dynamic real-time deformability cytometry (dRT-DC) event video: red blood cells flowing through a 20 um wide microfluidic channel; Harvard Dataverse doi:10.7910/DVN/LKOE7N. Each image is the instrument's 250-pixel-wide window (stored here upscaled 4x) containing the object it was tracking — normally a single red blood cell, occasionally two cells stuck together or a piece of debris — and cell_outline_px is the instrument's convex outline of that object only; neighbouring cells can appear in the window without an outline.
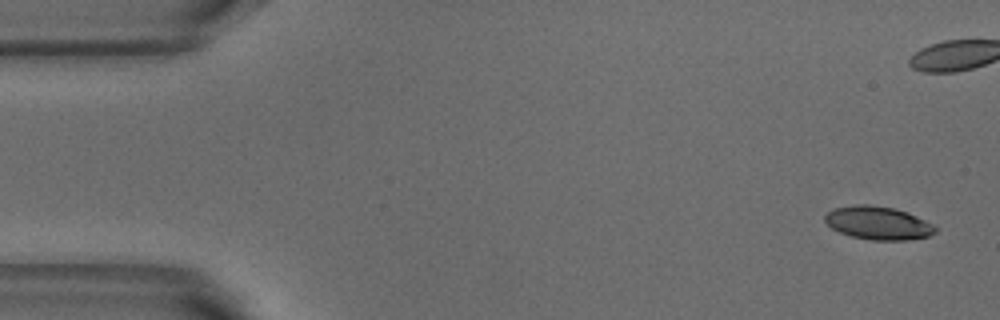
{"species": "common noctule bat (a hibernating species)", "species_latin": "Nyctalus noctula", "temperature_condition": "warm", "stored_images_in_passage": 4, "camera_frame_rate_fps": 3000, "um_per_image_px": 0.085, "animal": {"sex": "male", "body_mass_g": 18.8}, "frame": {"image": 1, "passage_image": 1, "time_ms": 0.0, "image_size_px": [1000, 320], "cell_outline_px": [[936, 232], [928, 236], [908, 240], [872, 240], [852, 236], [840, 232], [832, 228], [824, 220], [824, 216], [832, 208], [856, 204], [868, 204], [896, 208], [908, 212], [932, 224], [936, 228]], "centroid_in_image_um": [74.63, 18.94], "position_along_channel_um": 10.4, "area_um2": 21.39}}